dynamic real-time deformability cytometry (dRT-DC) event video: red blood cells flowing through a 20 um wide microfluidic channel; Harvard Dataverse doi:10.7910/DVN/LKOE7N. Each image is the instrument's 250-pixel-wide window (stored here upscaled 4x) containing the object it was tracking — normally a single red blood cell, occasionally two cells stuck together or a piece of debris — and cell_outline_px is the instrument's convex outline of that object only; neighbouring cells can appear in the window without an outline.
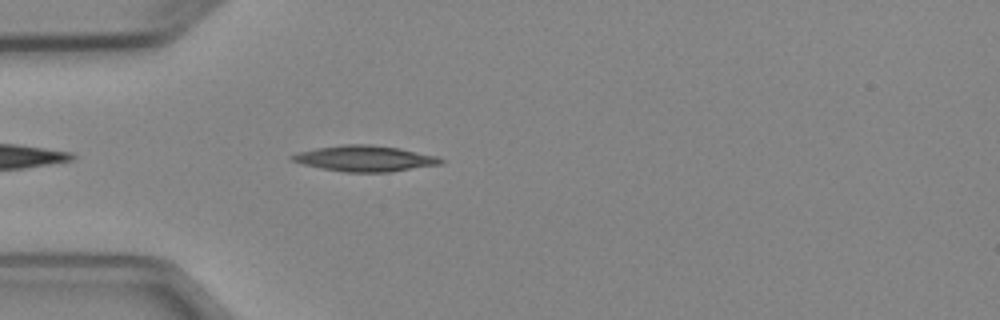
{"species": "Egyptian fruit bat (a non-hibernating species)", "species_latin": "Rousettus aegyptiacus", "temperature_condition": "cold", "stored_images_in_passage": 3, "camera_frame_rate_fps": 3000, "um_per_image_px": 0.085, "animal": {"sex": "female"}, "frame": {"image": 1, "passage_image": 3, "time_ms": 3.0, "image_size_px": [1000, 320], "cell_outline_px": [[444, 164], [388, 172], [344, 172], [320, 168], [288, 160], [288, 156], [296, 152], [316, 148], [344, 144], [372, 144], [400, 148], [436, 156], [444, 160]], "centroid_in_image_um": [30.98, 13.47], "position_along_channel_um": 54.0, "area_um2": 22.6}}